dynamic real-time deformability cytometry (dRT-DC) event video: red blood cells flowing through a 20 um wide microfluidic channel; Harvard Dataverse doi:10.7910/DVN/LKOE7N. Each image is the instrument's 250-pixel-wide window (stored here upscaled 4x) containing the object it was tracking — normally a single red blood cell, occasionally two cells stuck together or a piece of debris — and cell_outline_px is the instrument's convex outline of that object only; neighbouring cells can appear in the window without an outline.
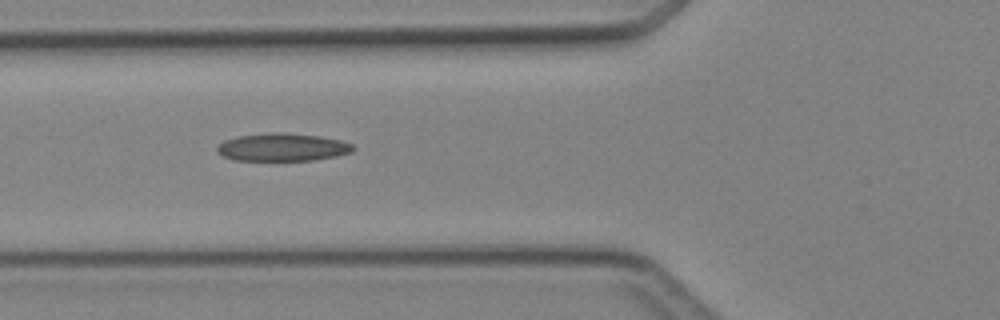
{"species": "Egyptian fruit bat (a non-hibernating species)", "species_latin": "Rousettus aegyptiacus", "temperature_condition": "cold", "stored_images_in_passage": 5, "camera_frame_rate_fps": 3000, "um_per_image_px": 0.085, "animal": {"sex": "female"}, "frame": {"image": 1, "passage_image": 5, "time_ms": 4.667, "image_size_px": [1000, 320], "cell_outline_px": [[356, 148], [352, 152], [336, 156], [312, 160], [232, 160], [216, 152], [216, 148], [224, 140], [236, 136], [272, 132], [284, 132], [320, 136], [340, 140], [352, 144]], "centroid_in_image_um": [24.0, 12.5], "position_along_channel_um": 101.8, "area_um2": 22.14}}